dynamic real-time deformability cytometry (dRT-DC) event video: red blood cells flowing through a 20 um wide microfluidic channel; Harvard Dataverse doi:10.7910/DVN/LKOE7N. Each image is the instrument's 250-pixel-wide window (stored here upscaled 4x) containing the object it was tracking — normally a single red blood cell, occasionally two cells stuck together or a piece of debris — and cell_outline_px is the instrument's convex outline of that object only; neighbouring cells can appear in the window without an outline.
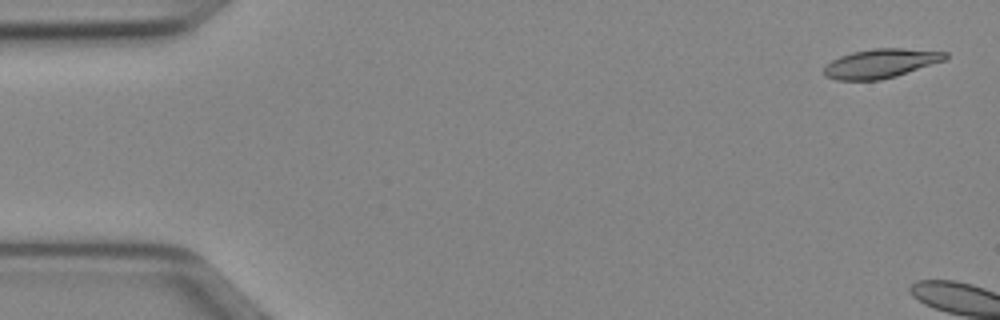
{"species": "Egyptian fruit bat (a non-hibernating species)", "species_latin": "Rousettus aegyptiacus", "temperature_condition": "cold", "stored_images_in_passage": 5, "camera_frame_rate_fps": 3000, "um_per_image_px": 0.085, "animal": {"sex": "female"}, "frame": {"image": 1, "passage_image": 2, "time_ms": 0.333, "image_size_px": [1000, 320], "cell_outline_px": [[948, 56], [944, 60], [896, 76], [880, 80], [836, 80], [824, 76], [824, 68], [832, 60], [840, 56], [852, 52], [872, 48], [900, 48], [948, 52]], "centroid_in_image_um": [74.84, 5.39], "position_along_channel_um": 10.2, "area_um2": 20.46}}